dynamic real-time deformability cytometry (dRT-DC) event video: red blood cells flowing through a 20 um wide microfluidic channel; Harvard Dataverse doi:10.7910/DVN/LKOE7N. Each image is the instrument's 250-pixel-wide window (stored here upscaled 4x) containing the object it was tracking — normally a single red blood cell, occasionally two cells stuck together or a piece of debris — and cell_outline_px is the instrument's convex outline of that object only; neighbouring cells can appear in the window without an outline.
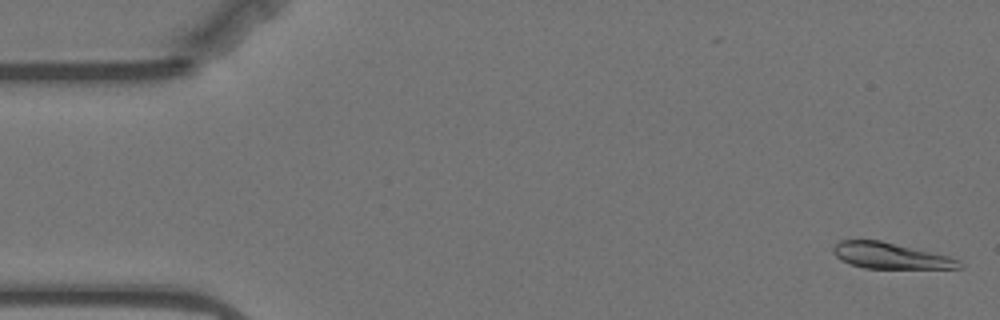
{"species": "Egyptian fruit bat (a non-hibernating species)", "species_latin": "Rousettus aegyptiacus", "temperature_condition": "warm", "stored_images_in_passage": 56, "camera_frame_rate_fps": 3000, "um_per_image_px": 0.085, "animal": {"sex": "female"}, "frame": {"image": 1, "passage_image": 1, "time_ms": 0.0, "image_size_px": [1000, 320], "cell_outline_px": [[964, 268], [864, 268], [840, 260], [832, 252], [832, 248], [840, 240], [880, 240], [948, 256], [960, 260], [964, 264]], "centroid_in_image_um": [75.69, 21.74], "position_along_channel_um": 9.3, "area_um2": 18.96}}
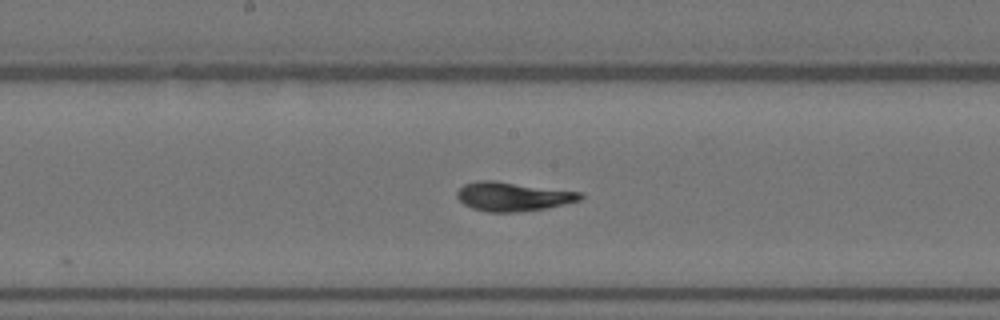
{"frame": {"image": 2, "passage_image": 28, "time_ms": 9.0, "image_size_px": [1000, 320], "cell_outline_px": [[584, 196], [580, 200], [548, 208], [520, 212], [488, 212], [472, 208], [464, 204], [456, 196], [456, 192], [464, 184], [476, 180], [492, 180], [580, 192]], "centroid_in_image_um": [43.57, 16.71], "position_along_channel_um": 204.6, "area_um2": 20.81}}
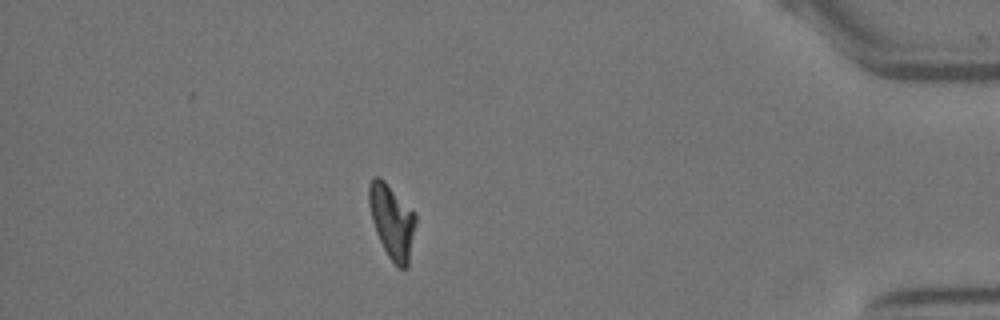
{"frame": {"image": 3, "passage_image": 49, "time_ms": 16.0, "image_size_px": [1000, 320], "cell_outline_px": [[416, 224], [408, 264], [404, 268], [400, 268], [388, 256], [376, 232], [372, 220], [368, 204], [368, 188], [372, 180], [376, 176], [380, 176], [416, 212]], "centroid_in_image_um": [33.32, 18.77], "position_along_channel_um": 401.9, "area_um2": 20.06}, "authors_computed_cell_mechanics": {"area_um2": 20.4612, "velocity_mm_per_s": 3.5079, "shape_relaxation_time_tau1_ms": 3.5078, "shape_relaxation_time_tau2_ms": 1.9125, "deformation_change_tau1": 0.1649, "deformation_change_tau2": 0.0673}}